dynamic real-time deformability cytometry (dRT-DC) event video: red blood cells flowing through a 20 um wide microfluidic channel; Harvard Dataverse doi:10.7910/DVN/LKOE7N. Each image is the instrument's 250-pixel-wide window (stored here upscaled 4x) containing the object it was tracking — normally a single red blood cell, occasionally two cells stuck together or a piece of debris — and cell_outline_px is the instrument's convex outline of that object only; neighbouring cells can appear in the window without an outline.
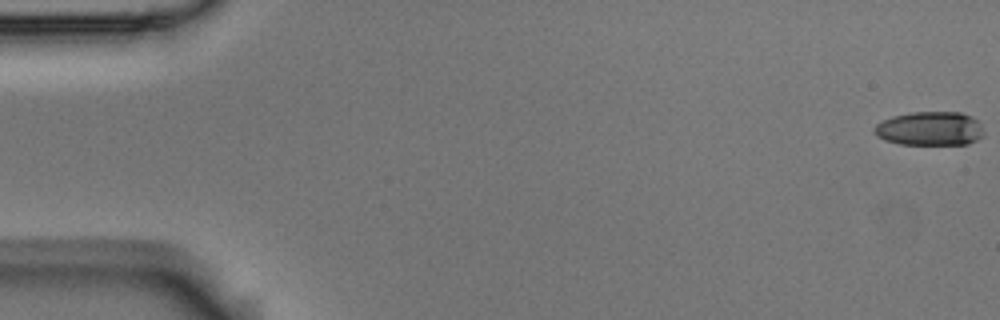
{"species": "Egyptian fruit bat (a non-hibernating species)", "species_latin": "Rousettus aegyptiacus", "temperature_condition": "room temperature", "stored_images_in_passage": 5, "camera_frame_rate_fps": 3000, "um_per_image_px": 0.085, "animal": {"sex": "male"}, "frame": {"image": 1, "passage_image": 1, "time_ms": 0.0, "image_size_px": [1000, 320], "cell_outline_px": [[984, 136], [968, 144], [900, 144], [884, 140], [876, 136], [872, 132], [872, 128], [880, 120], [892, 116], [912, 112], [960, 112], [972, 116], [984, 128]], "centroid_in_image_um": [79.01, 10.93], "position_along_channel_um": 6.0, "area_um2": 22.02}}
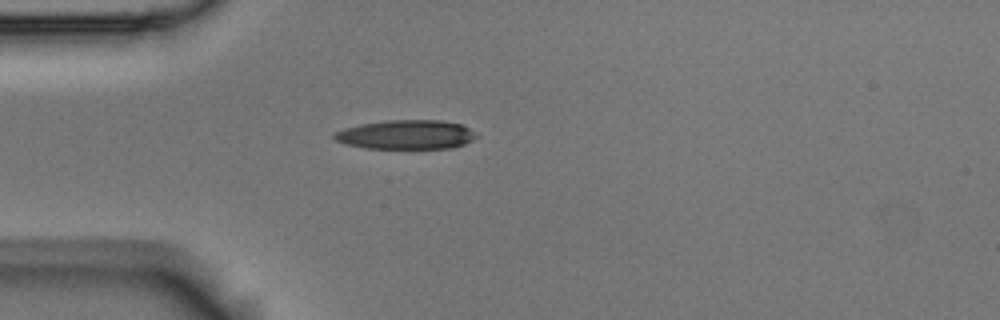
{"frame": {"image": 2, "passage_image": 3, "time_ms": 0.667, "image_size_px": [1000, 320], "cell_outline_px": [[480, 136], [464, 144], [452, 148], [364, 148], [344, 144], [336, 140], [332, 136], [336, 132], [344, 128], [360, 124], [384, 120], [440, 120], [464, 124], [476, 132]], "centroid_in_image_um": [34.56, 11.43], "position_along_channel_um": 50.4, "area_um2": 24.45}}
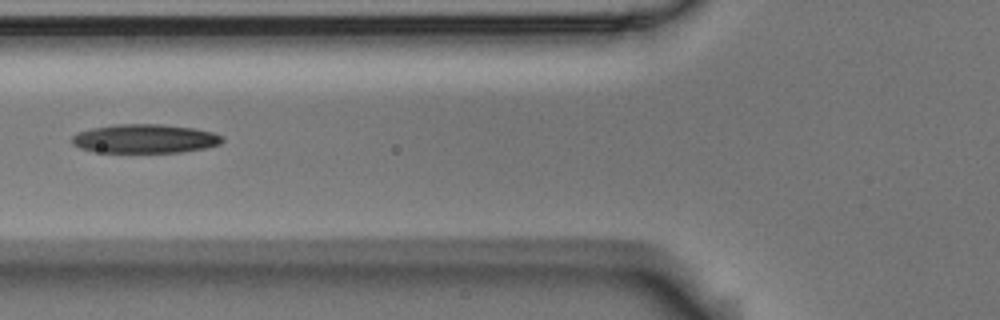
{"frame": {"image": 3, "passage_image": 5, "time_ms": 1.333, "image_size_px": [1000, 320], "cell_outline_px": [[224, 140], [220, 144], [204, 148], [180, 152], [92, 152], [80, 148], [72, 144], [72, 136], [80, 132], [92, 128], [116, 124], [164, 124], [192, 128], [212, 132], [224, 136]], "centroid_in_image_um": [12.32, 11.79], "position_along_channel_um": 113.5, "area_um2": 25.32}}